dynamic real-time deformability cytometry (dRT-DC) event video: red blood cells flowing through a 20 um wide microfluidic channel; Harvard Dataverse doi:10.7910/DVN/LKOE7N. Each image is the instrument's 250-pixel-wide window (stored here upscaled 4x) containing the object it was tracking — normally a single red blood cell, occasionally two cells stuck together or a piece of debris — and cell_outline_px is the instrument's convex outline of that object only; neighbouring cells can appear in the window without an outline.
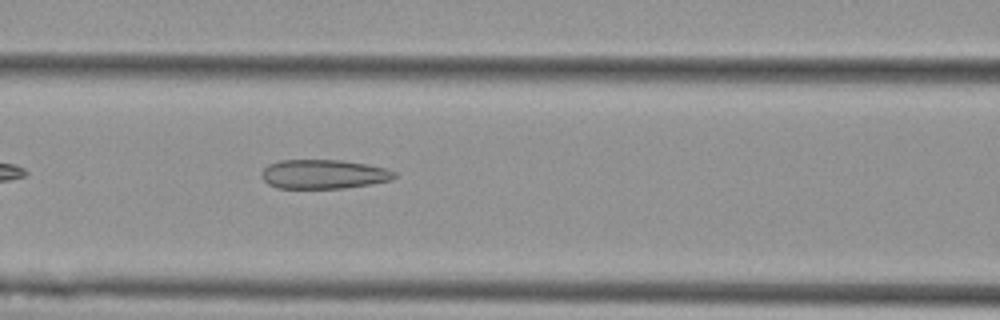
{"species": "Egyptian fruit bat (a non-hibernating species)", "species_latin": "Rousettus aegyptiacus", "temperature_condition": "cold", "stored_images_in_passage": 32, "camera_frame_rate_fps": 3000, "um_per_image_px": 0.085, "animal": {"sex": "female"}, "frame": {"image": 1, "passage_image": 6, "time_ms": 1.667, "image_size_px": [1000, 320], "cell_outline_px": [[396, 176], [392, 180], [372, 184], [344, 188], [276, 188], [268, 184], [260, 176], [260, 172], [268, 164], [280, 160], [340, 160], [368, 164], [388, 168], [396, 172]], "centroid_in_image_um": [27.51, 14.8], "position_along_channel_um": 139.1, "area_um2": 22.89}}
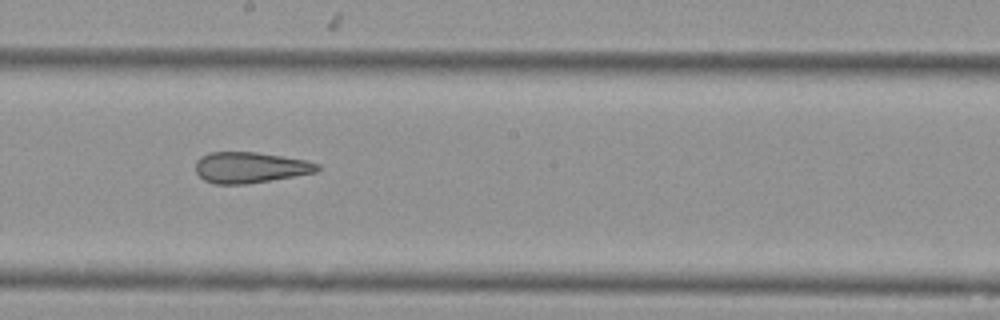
{"frame": {"image": 2, "passage_image": 13, "time_ms": 4.0, "image_size_px": [1000, 320], "cell_outline_px": [[320, 168], [316, 172], [248, 184], [216, 184], [204, 180], [196, 172], [196, 160], [200, 156], [208, 152], [256, 152], [304, 160], [320, 164]], "centroid_in_image_um": [21.23, 14.23], "position_along_channel_um": 227.0, "area_um2": 21.85}}
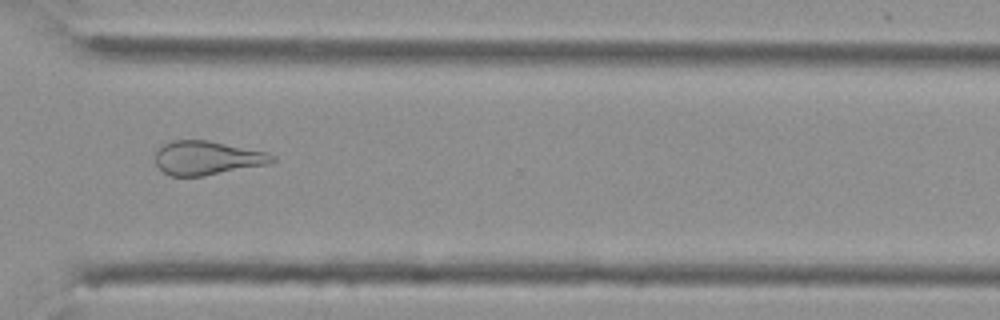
{"frame": {"image": 3, "passage_image": 23, "time_ms": 7.333, "image_size_px": [1000, 320], "cell_outline_px": [[276, 160], [272, 164], [204, 176], [172, 176], [164, 172], [156, 164], [152, 156], [156, 148], [172, 140], [208, 140], [268, 152], [276, 156]], "centroid_in_image_um": [17.61, 13.42], "position_along_channel_um": 353.0, "area_um2": 23.64}}